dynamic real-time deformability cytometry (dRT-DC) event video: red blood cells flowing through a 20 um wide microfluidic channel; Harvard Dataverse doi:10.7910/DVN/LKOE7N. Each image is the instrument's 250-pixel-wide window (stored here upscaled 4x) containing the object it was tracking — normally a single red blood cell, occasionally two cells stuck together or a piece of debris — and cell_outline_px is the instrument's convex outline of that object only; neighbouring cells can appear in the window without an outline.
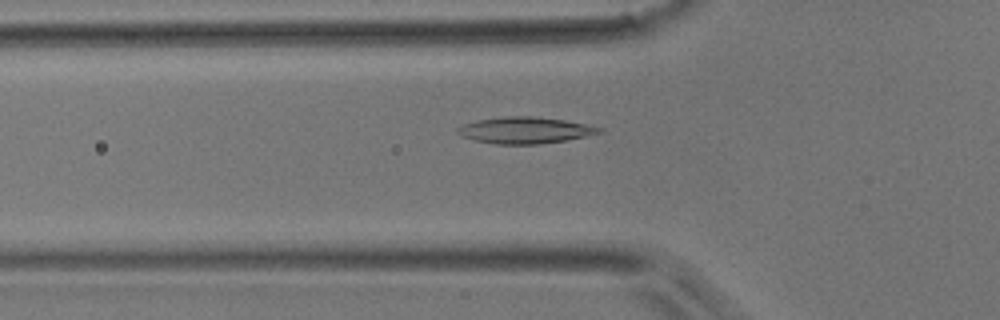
{"species": "common noctule bat (a hibernating species)", "species_latin": "Nyctalus noctula", "temperature_condition": "room temperature", "stored_images_in_passage": 48, "camera_frame_rate_fps": 3000, "um_per_image_px": 0.085, "animal": {"sex": "male", "body_mass_g": 17.9}, "frame": {"image": 1, "passage_image": 16, "time_ms": 5.0, "image_size_px": [1000, 320], "cell_outline_px": [[604, 132], [568, 140], [536, 144], [496, 144], [476, 140], [460, 136], [456, 132], [456, 128], [464, 124], [476, 120], [504, 116], [532, 116], [564, 120], [604, 128]], "centroid_in_image_um": [44.62, 11.07], "position_along_channel_um": 81.2, "area_um2": 21.85}}
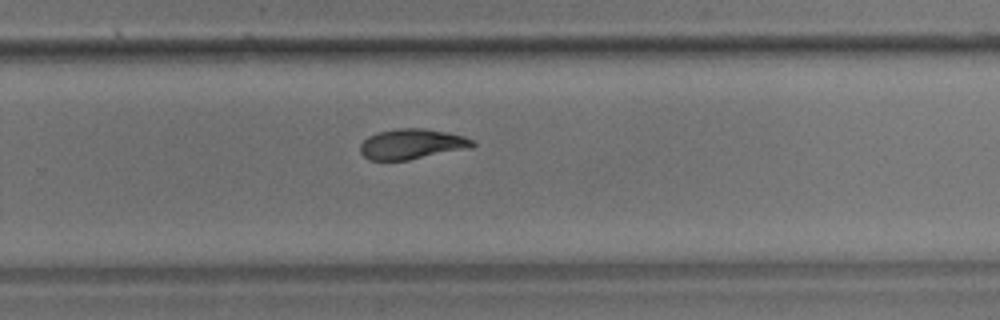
{"frame": {"image": 2, "passage_image": 31, "time_ms": 10.0, "image_size_px": [1000, 320], "cell_outline_px": [[476, 144], [472, 148], [408, 160], [368, 160], [360, 152], [360, 144], [368, 136], [376, 132], [396, 128], [424, 128], [448, 132], [464, 136], [472, 140]], "centroid_in_image_um": [35.01, 12.24], "position_along_channel_um": 294.8, "area_um2": 20.06}}
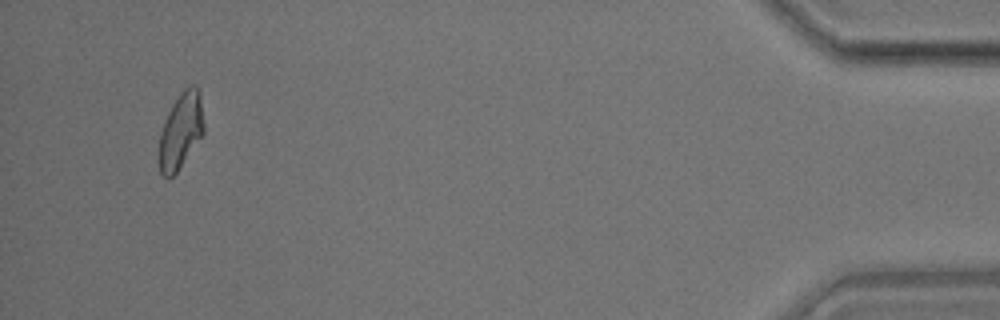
{"frame": {"image": 3, "passage_image": 45, "time_ms": 14.667, "image_size_px": [1000, 320], "cell_outline_px": [[204, 132], [176, 172], [168, 180], [160, 172], [156, 160], [156, 152], [160, 132], [164, 120], [172, 104], [180, 92], [188, 84], [196, 84], [200, 88], [204, 124]], "centroid_in_image_um": [15.32, 11.1], "position_along_channel_um": 419.9, "area_um2": 20.52}}